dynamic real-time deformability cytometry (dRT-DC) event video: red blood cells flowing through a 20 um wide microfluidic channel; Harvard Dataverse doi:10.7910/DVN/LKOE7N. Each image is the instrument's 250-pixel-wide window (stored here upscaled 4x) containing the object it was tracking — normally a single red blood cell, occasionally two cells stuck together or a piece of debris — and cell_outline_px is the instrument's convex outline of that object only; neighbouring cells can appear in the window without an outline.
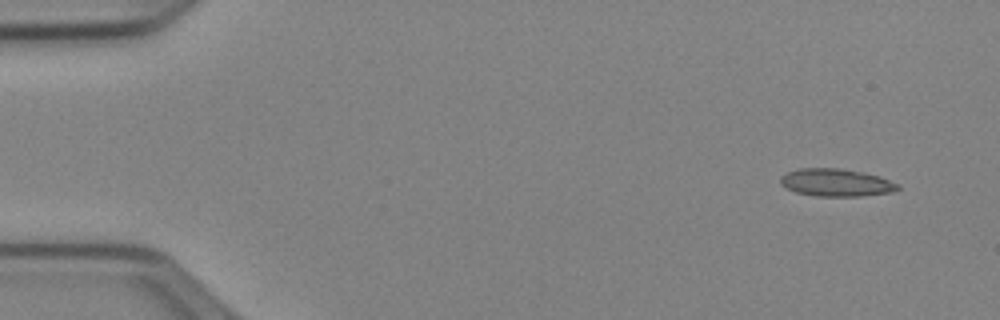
{"species": "Egyptian fruit bat (a non-hibernating species)", "species_latin": "Rousettus aegyptiacus", "temperature_condition": "cold", "stored_images_in_passage": 49, "camera_frame_rate_fps": 3000, "um_per_image_px": 0.085, "animal": {"sex": "female"}, "frame": {"image": 1, "passage_image": 1, "time_ms": 0.0, "image_size_px": [1000, 320], "cell_outline_px": [[900, 188], [892, 192], [860, 196], [816, 196], [796, 192], [784, 188], [780, 184], [780, 176], [788, 172], [800, 168], [840, 168], [864, 172], [880, 176], [900, 184]], "centroid_in_image_um": [71.07, 15.51], "position_along_channel_um": 13.9, "area_um2": 19.07}}
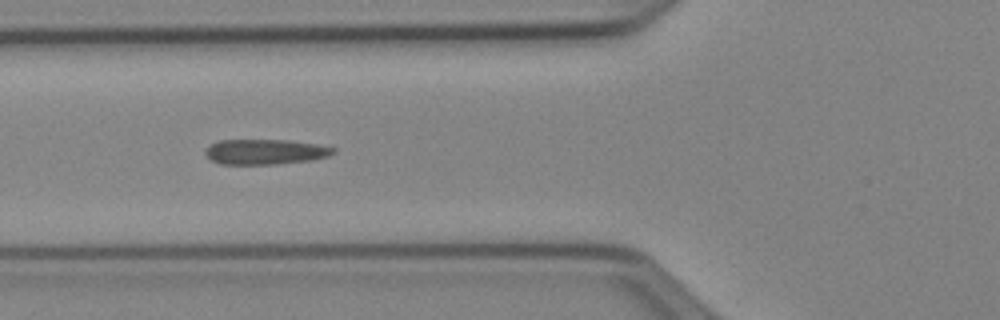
{"frame": {"image": 2, "passage_image": 17, "time_ms": 5.333, "image_size_px": [1000, 320], "cell_outline_px": [[336, 152], [328, 156], [312, 160], [276, 164], [220, 164], [212, 160], [204, 152], [212, 144], [220, 140], [288, 140], [316, 144], [336, 148]], "centroid_in_image_um": [22.58, 12.9], "position_along_channel_um": 103.2, "area_um2": 18.67}}
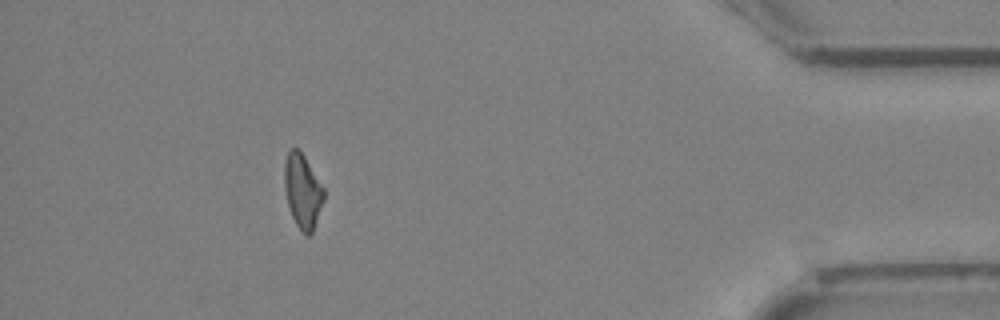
{"frame": {"image": 3, "passage_image": 44, "time_ms": 14.333, "image_size_px": [1000, 320], "cell_outline_px": [[324, 200], [312, 232], [308, 236], [300, 232], [292, 216], [288, 204], [284, 188], [284, 164], [288, 148], [296, 148], [304, 156], [324, 188]], "centroid_in_image_um": [25.71, 16.24], "position_along_channel_um": 409.5, "area_um2": 16.99}, "authors_computed_cell_mechanics": {"area_um2": 18.8428, "velocity_mm_per_s": 3.9775, "shape_relaxation_time_tau1_ms": null, "shape_relaxation_time_tau2_ms": 5.4473, "deformation_change_tau1": null, "deformation_change_tau2": 0.1448}}